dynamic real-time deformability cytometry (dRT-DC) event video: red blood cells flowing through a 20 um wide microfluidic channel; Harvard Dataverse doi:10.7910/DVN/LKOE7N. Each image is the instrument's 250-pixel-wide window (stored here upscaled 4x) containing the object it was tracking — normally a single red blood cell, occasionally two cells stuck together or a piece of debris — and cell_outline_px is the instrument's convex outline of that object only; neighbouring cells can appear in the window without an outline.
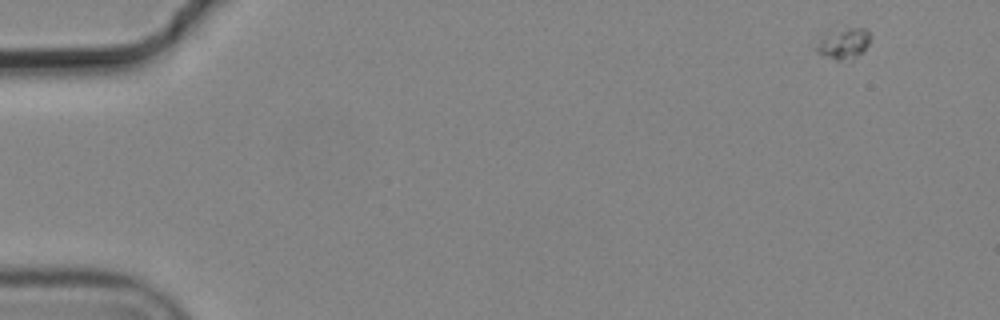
{"species": "common noctule bat (a hibernating species)", "species_latin": "Nyctalus noctula", "temperature_condition": "cold", "stored_images_in_passage": 5, "camera_frame_rate_fps": 3000, "um_per_image_px": 0.085, "animal": {"sex": "male", "body_mass_g": 19.2, "forearm_length_mm": 51.8}, "frame": {"image": 1, "passage_image": 1, "time_ms": 0.0, "image_size_px": [1000, 320], "cell_outline_px": [[872, 36], [864, 52], [852, 60], [836, 60], [816, 52], [812, 48], [824, 32], [828, 28], [864, 28]], "centroid_in_image_um": [71.65, 3.67], "position_along_channel_um": 13.4, "area_um2": 10.4}}
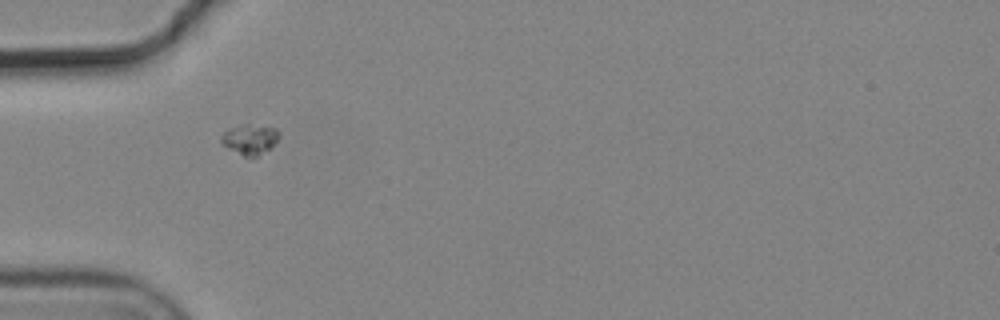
{"frame": {"image": 2, "passage_image": 5, "time_ms": 1.333, "image_size_px": [1000, 320], "cell_outline_px": [[280, 136], [272, 148], [256, 156], [244, 156], [220, 144], [220, 136], [228, 128], [244, 124], [248, 124], [276, 128], [280, 132]], "centroid_in_image_um": [21.24, 11.83], "position_along_channel_um": 63.8, "area_um2": 10.29}}